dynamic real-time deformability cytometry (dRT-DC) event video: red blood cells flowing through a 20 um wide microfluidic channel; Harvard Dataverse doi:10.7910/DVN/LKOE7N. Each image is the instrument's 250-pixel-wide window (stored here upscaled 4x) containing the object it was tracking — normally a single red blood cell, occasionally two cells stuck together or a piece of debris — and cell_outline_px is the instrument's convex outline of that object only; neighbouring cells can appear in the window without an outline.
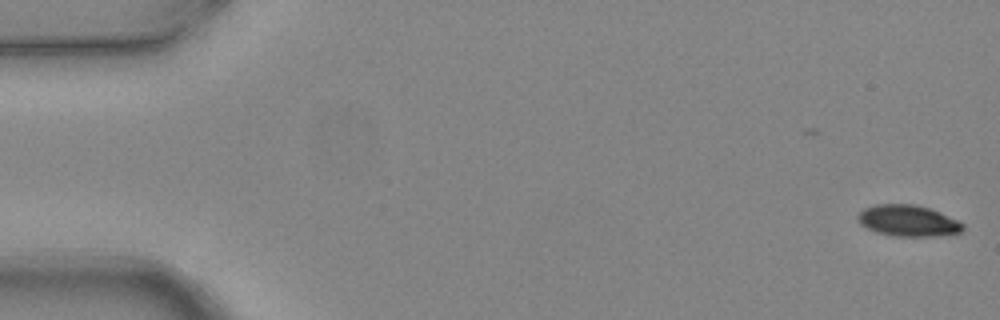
{"species": "common noctule bat (a hibernating species)", "species_latin": "Nyctalus noctula", "temperature_condition": "warm", "stored_images_in_passage": 7, "camera_frame_rate_fps": 3000, "um_per_image_px": 0.085, "animal": {"sex": "female", "body_mass_g": 24.6, "forearm_length_mm": 56.2}, "frame": {"image": 1, "passage_image": 2, "time_ms": 0.333, "image_size_px": [1000, 320], "cell_outline_px": [[964, 228], [960, 232], [936, 236], [892, 236], [876, 232], [860, 224], [856, 216], [864, 208], [876, 204], [916, 204], [932, 208], [964, 224]], "centroid_in_image_um": [77.17, 18.75], "position_along_channel_um": 7.8, "area_um2": 19.19}}
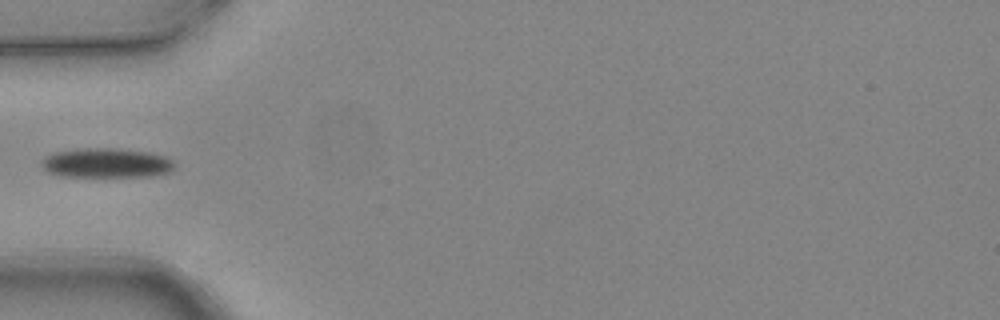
{"frame": {"image": 2, "passage_image": 6, "time_ms": 1.667, "image_size_px": [1000, 320], "cell_outline_px": [[176, 164], [168, 172], [152, 176], [60, 176], [48, 172], [40, 164], [40, 160], [44, 156], [56, 152], [76, 148], [116, 148], [148, 152], [164, 156], [172, 160]], "centroid_in_image_um": [9.0, 13.84], "position_along_channel_um": 76.0, "area_um2": 22.95}}
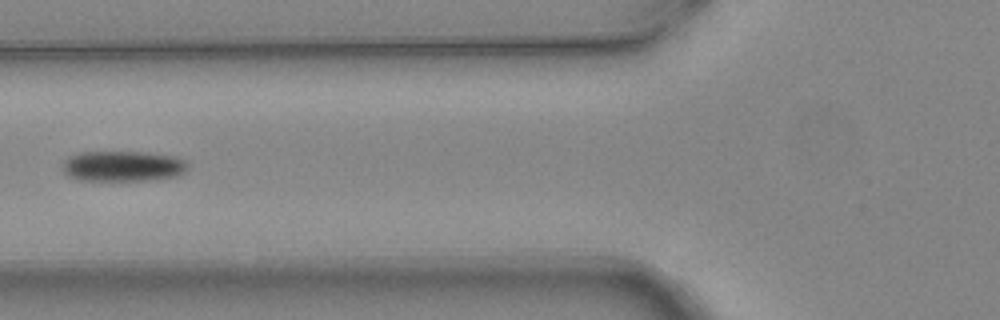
{"frame": {"image": 3, "passage_image": 7, "time_ms": 2.0, "image_size_px": [1000, 320], "cell_outline_px": [[188, 168], [184, 172], [176, 176], [156, 180], [80, 180], [68, 176], [60, 168], [64, 160], [68, 156], [80, 152], [140, 152], [176, 156], [184, 160], [188, 164]], "centroid_in_image_um": [10.42, 14.12], "position_along_channel_um": 115.4, "area_um2": 22.48}}